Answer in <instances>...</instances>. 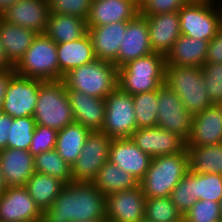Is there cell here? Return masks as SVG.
<instances>
[{
	"label": "cell",
	"mask_w": 222,
	"mask_h": 222,
	"mask_svg": "<svg viewBox=\"0 0 222 222\" xmlns=\"http://www.w3.org/2000/svg\"><path fill=\"white\" fill-rule=\"evenodd\" d=\"M106 196L92 182L65 185L53 205L42 212V222L106 221Z\"/></svg>",
	"instance_id": "1"
},
{
	"label": "cell",
	"mask_w": 222,
	"mask_h": 222,
	"mask_svg": "<svg viewBox=\"0 0 222 222\" xmlns=\"http://www.w3.org/2000/svg\"><path fill=\"white\" fill-rule=\"evenodd\" d=\"M189 171L187 149L172 155L154 157L139 182L146 198L168 197Z\"/></svg>",
	"instance_id": "2"
},
{
	"label": "cell",
	"mask_w": 222,
	"mask_h": 222,
	"mask_svg": "<svg viewBox=\"0 0 222 222\" xmlns=\"http://www.w3.org/2000/svg\"><path fill=\"white\" fill-rule=\"evenodd\" d=\"M165 56L151 53L118 68V88L130 95L159 90L165 84Z\"/></svg>",
	"instance_id": "3"
},
{
	"label": "cell",
	"mask_w": 222,
	"mask_h": 222,
	"mask_svg": "<svg viewBox=\"0 0 222 222\" xmlns=\"http://www.w3.org/2000/svg\"><path fill=\"white\" fill-rule=\"evenodd\" d=\"M62 81L66 89L105 99L118 87V68L113 63L95 59L70 70Z\"/></svg>",
	"instance_id": "4"
},
{
	"label": "cell",
	"mask_w": 222,
	"mask_h": 222,
	"mask_svg": "<svg viewBox=\"0 0 222 222\" xmlns=\"http://www.w3.org/2000/svg\"><path fill=\"white\" fill-rule=\"evenodd\" d=\"M165 85L177 94L186 110L192 115L213 105L200 67L166 66Z\"/></svg>",
	"instance_id": "5"
},
{
	"label": "cell",
	"mask_w": 222,
	"mask_h": 222,
	"mask_svg": "<svg viewBox=\"0 0 222 222\" xmlns=\"http://www.w3.org/2000/svg\"><path fill=\"white\" fill-rule=\"evenodd\" d=\"M33 118L36 125L57 131L74 122L66 86L62 80L44 81L40 85Z\"/></svg>",
	"instance_id": "6"
},
{
	"label": "cell",
	"mask_w": 222,
	"mask_h": 222,
	"mask_svg": "<svg viewBox=\"0 0 222 222\" xmlns=\"http://www.w3.org/2000/svg\"><path fill=\"white\" fill-rule=\"evenodd\" d=\"M217 1L219 0H191L180 8L178 15L181 34L210 42L222 27V3L219 2V5Z\"/></svg>",
	"instance_id": "7"
},
{
	"label": "cell",
	"mask_w": 222,
	"mask_h": 222,
	"mask_svg": "<svg viewBox=\"0 0 222 222\" xmlns=\"http://www.w3.org/2000/svg\"><path fill=\"white\" fill-rule=\"evenodd\" d=\"M14 69L19 76L58 81L57 44L45 33L38 34Z\"/></svg>",
	"instance_id": "8"
},
{
	"label": "cell",
	"mask_w": 222,
	"mask_h": 222,
	"mask_svg": "<svg viewBox=\"0 0 222 222\" xmlns=\"http://www.w3.org/2000/svg\"><path fill=\"white\" fill-rule=\"evenodd\" d=\"M104 100L106 112L100 132L111 139L130 138L137 129L132 95L117 87Z\"/></svg>",
	"instance_id": "9"
},
{
	"label": "cell",
	"mask_w": 222,
	"mask_h": 222,
	"mask_svg": "<svg viewBox=\"0 0 222 222\" xmlns=\"http://www.w3.org/2000/svg\"><path fill=\"white\" fill-rule=\"evenodd\" d=\"M111 140L107 134L100 131L90 132L79 157L72 165L73 181L92 182L108 161Z\"/></svg>",
	"instance_id": "10"
},
{
	"label": "cell",
	"mask_w": 222,
	"mask_h": 222,
	"mask_svg": "<svg viewBox=\"0 0 222 222\" xmlns=\"http://www.w3.org/2000/svg\"><path fill=\"white\" fill-rule=\"evenodd\" d=\"M43 82L15 73L7 86L1 112L12 118L33 117L39 88Z\"/></svg>",
	"instance_id": "11"
},
{
	"label": "cell",
	"mask_w": 222,
	"mask_h": 222,
	"mask_svg": "<svg viewBox=\"0 0 222 222\" xmlns=\"http://www.w3.org/2000/svg\"><path fill=\"white\" fill-rule=\"evenodd\" d=\"M193 115L184 107L177 94L163 84L158 90V114L156 126L168 130L185 142L191 132Z\"/></svg>",
	"instance_id": "12"
},
{
	"label": "cell",
	"mask_w": 222,
	"mask_h": 222,
	"mask_svg": "<svg viewBox=\"0 0 222 222\" xmlns=\"http://www.w3.org/2000/svg\"><path fill=\"white\" fill-rule=\"evenodd\" d=\"M145 201L140 184L106 196V221L138 222L145 217Z\"/></svg>",
	"instance_id": "13"
},
{
	"label": "cell",
	"mask_w": 222,
	"mask_h": 222,
	"mask_svg": "<svg viewBox=\"0 0 222 222\" xmlns=\"http://www.w3.org/2000/svg\"><path fill=\"white\" fill-rule=\"evenodd\" d=\"M42 212L24 186L8 187L0 196V222H39Z\"/></svg>",
	"instance_id": "14"
},
{
	"label": "cell",
	"mask_w": 222,
	"mask_h": 222,
	"mask_svg": "<svg viewBox=\"0 0 222 222\" xmlns=\"http://www.w3.org/2000/svg\"><path fill=\"white\" fill-rule=\"evenodd\" d=\"M50 13L48 0H18L0 17L8 23L32 29L38 34H44Z\"/></svg>",
	"instance_id": "15"
},
{
	"label": "cell",
	"mask_w": 222,
	"mask_h": 222,
	"mask_svg": "<svg viewBox=\"0 0 222 222\" xmlns=\"http://www.w3.org/2000/svg\"><path fill=\"white\" fill-rule=\"evenodd\" d=\"M130 138L152 158L177 154L186 148L182 138L158 126L136 129Z\"/></svg>",
	"instance_id": "16"
},
{
	"label": "cell",
	"mask_w": 222,
	"mask_h": 222,
	"mask_svg": "<svg viewBox=\"0 0 222 222\" xmlns=\"http://www.w3.org/2000/svg\"><path fill=\"white\" fill-rule=\"evenodd\" d=\"M149 37L146 17L138 14L133 20L128 21L125 36L118 51L117 68L153 53Z\"/></svg>",
	"instance_id": "17"
},
{
	"label": "cell",
	"mask_w": 222,
	"mask_h": 222,
	"mask_svg": "<svg viewBox=\"0 0 222 222\" xmlns=\"http://www.w3.org/2000/svg\"><path fill=\"white\" fill-rule=\"evenodd\" d=\"M108 160L140 182L145 177L152 157L144 153L131 138H120L111 140Z\"/></svg>",
	"instance_id": "18"
},
{
	"label": "cell",
	"mask_w": 222,
	"mask_h": 222,
	"mask_svg": "<svg viewBox=\"0 0 222 222\" xmlns=\"http://www.w3.org/2000/svg\"><path fill=\"white\" fill-rule=\"evenodd\" d=\"M222 143V106L213 104L192 118L186 146H209Z\"/></svg>",
	"instance_id": "19"
},
{
	"label": "cell",
	"mask_w": 222,
	"mask_h": 222,
	"mask_svg": "<svg viewBox=\"0 0 222 222\" xmlns=\"http://www.w3.org/2000/svg\"><path fill=\"white\" fill-rule=\"evenodd\" d=\"M139 14V0H92L87 26L131 21Z\"/></svg>",
	"instance_id": "20"
},
{
	"label": "cell",
	"mask_w": 222,
	"mask_h": 222,
	"mask_svg": "<svg viewBox=\"0 0 222 222\" xmlns=\"http://www.w3.org/2000/svg\"><path fill=\"white\" fill-rule=\"evenodd\" d=\"M128 21L103 26H87L96 59L113 63L117 67L120 44L125 36Z\"/></svg>",
	"instance_id": "21"
},
{
	"label": "cell",
	"mask_w": 222,
	"mask_h": 222,
	"mask_svg": "<svg viewBox=\"0 0 222 222\" xmlns=\"http://www.w3.org/2000/svg\"><path fill=\"white\" fill-rule=\"evenodd\" d=\"M74 121L92 131H101L105 120V100L66 89Z\"/></svg>",
	"instance_id": "22"
},
{
	"label": "cell",
	"mask_w": 222,
	"mask_h": 222,
	"mask_svg": "<svg viewBox=\"0 0 222 222\" xmlns=\"http://www.w3.org/2000/svg\"><path fill=\"white\" fill-rule=\"evenodd\" d=\"M0 170L8 187L25 186L35 173L34 156L28 150H0Z\"/></svg>",
	"instance_id": "23"
},
{
	"label": "cell",
	"mask_w": 222,
	"mask_h": 222,
	"mask_svg": "<svg viewBox=\"0 0 222 222\" xmlns=\"http://www.w3.org/2000/svg\"><path fill=\"white\" fill-rule=\"evenodd\" d=\"M144 17L148 23L153 52L166 56L181 35L178 11Z\"/></svg>",
	"instance_id": "24"
},
{
	"label": "cell",
	"mask_w": 222,
	"mask_h": 222,
	"mask_svg": "<svg viewBox=\"0 0 222 222\" xmlns=\"http://www.w3.org/2000/svg\"><path fill=\"white\" fill-rule=\"evenodd\" d=\"M58 54V81L70 70L93 62L96 57L93 51V43L89 33L83 37L68 42L57 44Z\"/></svg>",
	"instance_id": "25"
},
{
	"label": "cell",
	"mask_w": 222,
	"mask_h": 222,
	"mask_svg": "<svg viewBox=\"0 0 222 222\" xmlns=\"http://www.w3.org/2000/svg\"><path fill=\"white\" fill-rule=\"evenodd\" d=\"M37 35L32 29L8 23L0 17V42L13 67L23 58Z\"/></svg>",
	"instance_id": "26"
},
{
	"label": "cell",
	"mask_w": 222,
	"mask_h": 222,
	"mask_svg": "<svg viewBox=\"0 0 222 222\" xmlns=\"http://www.w3.org/2000/svg\"><path fill=\"white\" fill-rule=\"evenodd\" d=\"M209 41L198 40L181 34L166 54V66L202 67L207 57Z\"/></svg>",
	"instance_id": "27"
},
{
	"label": "cell",
	"mask_w": 222,
	"mask_h": 222,
	"mask_svg": "<svg viewBox=\"0 0 222 222\" xmlns=\"http://www.w3.org/2000/svg\"><path fill=\"white\" fill-rule=\"evenodd\" d=\"M87 32L85 19L73 15L50 13L45 34L59 44L77 40Z\"/></svg>",
	"instance_id": "28"
},
{
	"label": "cell",
	"mask_w": 222,
	"mask_h": 222,
	"mask_svg": "<svg viewBox=\"0 0 222 222\" xmlns=\"http://www.w3.org/2000/svg\"><path fill=\"white\" fill-rule=\"evenodd\" d=\"M65 183L52 176L35 172L24 186L41 212L49 209Z\"/></svg>",
	"instance_id": "29"
},
{
	"label": "cell",
	"mask_w": 222,
	"mask_h": 222,
	"mask_svg": "<svg viewBox=\"0 0 222 222\" xmlns=\"http://www.w3.org/2000/svg\"><path fill=\"white\" fill-rule=\"evenodd\" d=\"M92 183L105 196L132 189L139 185V182L133 175L122 170L109 160L101 167Z\"/></svg>",
	"instance_id": "30"
},
{
	"label": "cell",
	"mask_w": 222,
	"mask_h": 222,
	"mask_svg": "<svg viewBox=\"0 0 222 222\" xmlns=\"http://www.w3.org/2000/svg\"><path fill=\"white\" fill-rule=\"evenodd\" d=\"M90 132L75 121L58 131L55 149L71 167L79 157Z\"/></svg>",
	"instance_id": "31"
},
{
	"label": "cell",
	"mask_w": 222,
	"mask_h": 222,
	"mask_svg": "<svg viewBox=\"0 0 222 222\" xmlns=\"http://www.w3.org/2000/svg\"><path fill=\"white\" fill-rule=\"evenodd\" d=\"M189 171L222 175V143L209 146H186Z\"/></svg>",
	"instance_id": "32"
},
{
	"label": "cell",
	"mask_w": 222,
	"mask_h": 222,
	"mask_svg": "<svg viewBox=\"0 0 222 222\" xmlns=\"http://www.w3.org/2000/svg\"><path fill=\"white\" fill-rule=\"evenodd\" d=\"M35 172L63 181L73 182L72 167L58 154L56 149L42 152L34 157Z\"/></svg>",
	"instance_id": "33"
},
{
	"label": "cell",
	"mask_w": 222,
	"mask_h": 222,
	"mask_svg": "<svg viewBox=\"0 0 222 222\" xmlns=\"http://www.w3.org/2000/svg\"><path fill=\"white\" fill-rule=\"evenodd\" d=\"M137 129L155 127L158 114V90L132 95Z\"/></svg>",
	"instance_id": "34"
},
{
	"label": "cell",
	"mask_w": 222,
	"mask_h": 222,
	"mask_svg": "<svg viewBox=\"0 0 222 222\" xmlns=\"http://www.w3.org/2000/svg\"><path fill=\"white\" fill-rule=\"evenodd\" d=\"M192 190L197 200L220 202L222 197V175L215 173H193Z\"/></svg>",
	"instance_id": "35"
},
{
	"label": "cell",
	"mask_w": 222,
	"mask_h": 222,
	"mask_svg": "<svg viewBox=\"0 0 222 222\" xmlns=\"http://www.w3.org/2000/svg\"><path fill=\"white\" fill-rule=\"evenodd\" d=\"M145 217L151 222H179L183 218L170 196L146 198Z\"/></svg>",
	"instance_id": "36"
},
{
	"label": "cell",
	"mask_w": 222,
	"mask_h": 222,
	"mask_svg": "<svg viewBox=\"0 0 222 222\" xmlns=\"http://www.w3.org/2000/svg\"><path fill=\"white\" fill-rule=\"evenodd\" d=\"M35 127L36 122L33 117L13 118L7 148L29 150Z\"/></svg>",
	"instance_id": "37"
},
{
	"label": "cell",
	"mask_w": 222,
	"mask_h": 222,
	"mask_svg": "<svg viewBox=\"0 0 222 222\" xmlns=\"http://www.w3.org/2000/svg\"><path fill=\"white\" fill-rule=\"evenodd\" d=\"M222 210L220 202L197 200L183 216L186 222H220Z\"/></svg>",
	"instance_id": "38"
},
{
	"label": "cell",
	"mask_w": 222,
	"mask_h": 222,
	"mask_svg": "<svg viewBox=\"0 0 222 222\" xmlns=\"http://www.w3.org/2000/svg\"><path fill=\"white\" fill-rule=\"evenodd\" d=\"M204 84L210 101L222 103V63H205L201 67Z\"/></svg>",
	"instance_id": "39"
},
{
	"label": "cell",
	"mask_w": 222,
	"mask_h": 222,
	"mask_svg": "<svg viewBox=\"0 0 222 222\" xmlns=\"http://www.w3.org/2000/svg\"><path fill=\"white\" fill-rule=\"evenodd\" d=\"M171 201L176 206L178 212L184 216L196 203L192 190V172L188 173L179 181L170 195Z\"/></svg>",
	"instance_id": "40"
},
{
	"label": "cell",
	"mask_w": 222,
	"mask_h": 222,
	"mask_svg": "<svg viewBox=\"0 0 222 222\" xmlns=\"http://www.w3.org/2000/svg\"><path fill=\"white\" fill-rule=\"evenodd\" d=\"M58 131L49 127L36 125L29 152L36 156L42 152L55 149Z\"/></svg>",
	"instance_id": "41"
},
{
	"label": "cell",
	"mask_w": 222,
	"mask_h": 222,
	"mask_svg": "<svg viewBox=\"0 0 222 222\" xmlns=\"http://www.w3.org/2000/svg\"><path fill=\"white\" fill-rule=\"evenodd\" d=\"M92 0H52L50 11L54 14L73 15L87 20Z\"/></svg>",
	"instance_id": "42"
},
{
	"label": "cell",
	"mask_w": 222,
	"mask_h": 222,
	"mask_svg": "<svg viewBox=\"0 0 222 222\" xmlns=\"http://www.w3.org/2000/svg\"><path fill=\"white\" fill-rule=\"evenodd\" d=\"M191 0H139V14L143 16L176 12Z\"/></svg>",
	"instance_id": "43"
},
{
	"label": "cell",
	"mask_w": 222,
	"mask_h": 222,
	"mask_svg": "<svg viewBox=\"0 0 222 222\" xmlns=\"http://www.w3.org/2000/svg\"><path fill=\"white\" fill-rule=\"evenodd\" d=\"M205 63H222V27L208 43Z\"/></svg>",
	"instance_id": "44"
},
{
	"label": "cell",
	"mask_w": 222,
	"mask_h": 222,
	"mask_svg": "<svg viewBox=\"0 0 222 222\" xmlns=\"http://www.w3.org/2000/svg\"><path fill=\"white\" fill-rule=\"evenodd\" d=\"M13 123V118L0 112V150L7 148L8 134Z\"/></svg>",
	"instance_id": "45"
},
{
	"label": "cell",
	"mask_w": 222,
	"mask_h": 222,
	"mask_svg": "<svg viewBox=\"0 0 222 222\" xmlns=\"http://www.w3.org/2000/svg\"><path fill=\"white\" fill-rule=\"evenodd\" d=\"M15 74V69L0 71V112L2 109L3 100L5 98L6 89L11 77Z\"/></svg>",
	"instance_id": "46"
},
{
	"label": "cell",
	"mask_w": 222,
	"mask_h": 222,
	"mask_svg": "<svg viewBox=\"0 0 222 222\" xmlns=\"http://www.w3.org/2000/svg\"><path fill=\"white\" fill-rule=\"evenodd\" d=\"M9 69H14V67L7 60L5 51L0 42V71H6Z\"/></svg>",
	"instance_id": "47"
},
{
	"label": "cell",
	"mask_w": 222,
	"mask_h": 222,
	"mask_svg": "<svg viewBox=\"0 0 222 222\" xmlns=\"http://www.w3.org/2000/svg\"><path fill=\"white\" fill-rule=\"evenodd\" d=\"M18 0H0V16Z\"/></svg>",
	"instance_id": "48"
},
{
	"label": "cell",
	"mask_w": 222,
	"mask_h": 222,
	"mask_svg": "<svg viewBox=\"0 0 222 222\" xmlns=\"http://www.w3.org/2000/svg\"><path fill=\"white\" fill-rule=\"evenodd\" d=\"M8 189L4 176L0 170V196Z\"/></svg>",
	"instance_id": "49"
},
{
	"label": "cell",
	"mask_w": 222,
	"mask_h": 222,
	"mask_svg": "<svg viewBox=\"0 0 222 222\" xmlns=\"http://www.w3.org/2000/svg\"><path fill=\"white\" fill-rule=\"evenodd\" d=\"M138 222H151L150 220H148L146 217L140 219Z\"/></svg>",
	"instance_id": "50"
},
{
	"label": "cell",
	"mask_w": 222,
	"mask_h": 222,
	"mask_svg": "<svg viewBox=\"0 0 222 222\" xmlns=\"http://www.w3.org/2000/svg\"><path fill=\"white\" fill-rule=\"evenodd\" d=\"M220 206H221V210H222V197H221V200H220Z\"/></svg>",
	"instance_id": "51"
},
{
	"label": "cell",
	"mask_w": 222,
	"mask_h": 222,
	"mask_svg": "<svg viewBox=\"0 0 222 222\" xmlns=\"http://www.w3.org/2000/svg\"><path fill=\"white\" fill-rule=\"evenodd\" d=\"M179 222H186L183 218Z\"/></svg>",
	"instance_id": "52"
}]
</instances>
